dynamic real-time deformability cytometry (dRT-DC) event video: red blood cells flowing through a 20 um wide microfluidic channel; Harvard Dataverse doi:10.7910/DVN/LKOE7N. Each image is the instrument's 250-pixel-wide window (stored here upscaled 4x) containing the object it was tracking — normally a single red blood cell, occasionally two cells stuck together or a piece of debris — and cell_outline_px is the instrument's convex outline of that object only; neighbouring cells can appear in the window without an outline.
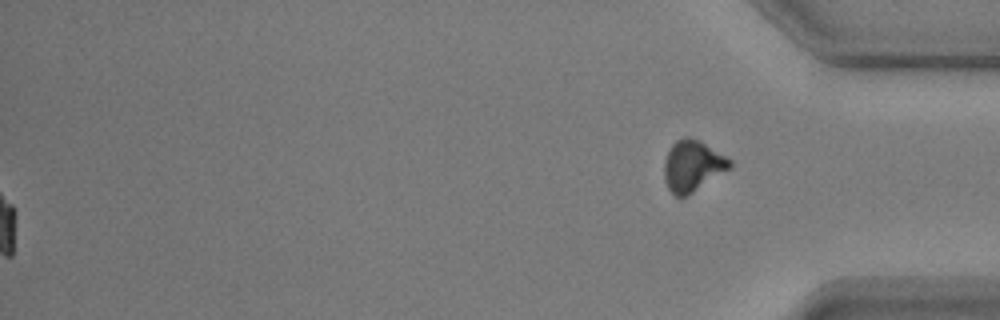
{"species": "common noctule bat (a hibernating species)", "species_latin": "Nyctalus noctula", "temperature_condition": "warm", "stored_images_in_passage": 57, "segment_of_instrument_passage": [2, 2], "camera_frame_rate_fps": 3000, "um_per_image_px": 0.085, "animal": {"sex": "male", "body_mass_g": 17.9, "forearm_length_mm": 54.2}, "frame": {"image": 1, "passage_image": 57, "time_ms": 18.667, "image_size_px": [1000, 320], "cell_outline_px": [[732, 168], [688, 196], [676, 196], [668, 188], [664, 180], [664, 160], [672, 144], [676, 140], [684, 136], [688, 136], [700, 140], [732, 160]], "centroid_in_image_um": [58.88, 14.1], "position_along_channel_um": 376.3, "area_um2": 19.83}}